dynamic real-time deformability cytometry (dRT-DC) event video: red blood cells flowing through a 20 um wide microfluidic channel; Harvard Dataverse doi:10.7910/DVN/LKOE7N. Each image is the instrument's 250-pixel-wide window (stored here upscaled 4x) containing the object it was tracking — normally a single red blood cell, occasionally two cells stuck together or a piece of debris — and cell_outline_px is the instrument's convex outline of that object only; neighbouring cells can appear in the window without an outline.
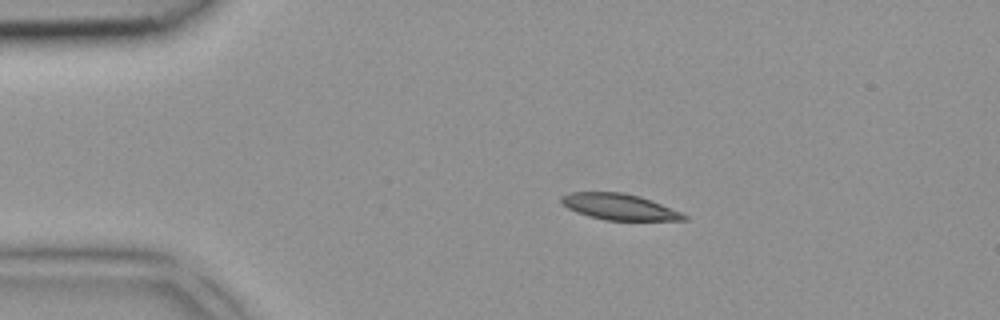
{"species": "common noctule bat (a hibernating species)", "species_latin": "Nyctalus noctula", "temperature_condition": "room temperature", "stored_images_in_passage": 2, "camera_frame_rate_fps": 3000, "um_per_image_px": 0.085, "animal": {"sex": "female", "body_mass_g": 18.4}, "frame": {"image": 1, "passage_image": 1, "time_ms": 0.0, "image_size_px": [1000, 320], "cell_outline_px": [[688, 220], [604, 220], [588, 216], [576, 212], [568, 208], [560, 200], [560, 196], [568, 192], [620, 192], [640, 196], [680, 212], [688, 216]], "centroid_in_image_um": [52.59, 17.58], "position_along_channel_um": 32.4, "area_um2": 18.5}}